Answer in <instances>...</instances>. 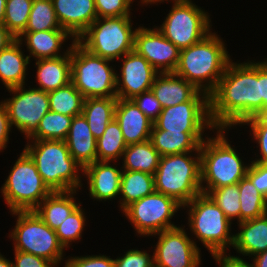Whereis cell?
Listing matches in <instances>:
<instances>
[{
  "mask_svg": "<svg viewBox=\"0 0 267 267\" xmlns=\"http://www.w3.org/2000/svg\"><path fill=\"white\" fill-rule=\"evenodd\" d=\"M209 104L216 129H230L255 116L260 111V62L230 61Z\"/></svg>",
  "mask_w": 267,
  "mask_h": 267,
  "instance_id": "6da1fadb",
  "label": "cell"
},
{
  "mask_svg": "<svg viewBox=\"0 0 267 267\" xmlns=\"http://www.w3.org/2000/svg\"><path fill=\"white\" fill-rule=\"evenodd\" d=\"M229 55L222 39L210 32L201 41L180 50L174 73L210 95L232 60Z\"/></svg>",
  "mask_w": 267,
  "mask_h": 267,
  "instance_id": "7a4b0ae2",
  "label": "cell"
},
{
  "mask_svg": "<svg viewBox=\"0 0 267 267\" xmlns=\"http://www.w3.org/2000/svg\"><path fill=\"white\" fill-rule=\"evenodd\" d=\"M23 149L34 161L43 182L52 191L76 190L82 186L83 167L70 155L65 141L31 140ZM80 168V169H79ZM79 169V171H78Z\"/></svg>",
  "mask_w": 267,
  "mask_h": 267,
  "instance_id": "3957f363",
  "label": "cell"
},
{
  "mask_svg": "<svg viewBox=\"0 0 267 267\" xmlns=\"http://www.w3.org/2000/svg\"><path fill=\"white\" fill-rule=\"evenodd\" d=\"M214 138L206 137L207 141L200 146L201 157V190L206 194L211 189L238 184L246 177L250 166L244 162L231 147L225 137V129H216ZM206 183V186L203 184Z\"/></svg>",
  "mask_w": 267,
  "mask_h": 267,
  "instance_id": "277c9868",
  "label": "cell"
},
{
  "mask_svg": "<svg viewBox=\"0 0 267 267\" xmlns=\"http://www.w3.org/2000/svg\"><path fill=\"white\" fill-rule=\"evenodd\" d=\"M190 153L193 154L160 156L154 173L155 191L172 197L182 206L202 193L200 152H196V157Z\"/></svg>",
  "mask_w": 267,
  "mask_h": 267,
  "instance_id": "5b68a950",
  "label": "cell"
},
{
  "mask_svg": "<svg viewBox=\"0 0 267 267\" xmlns=\"http://www.w3.org/2000/svg\"><path fill=\"white\" fill-rule=\"evenodd\" d=\"M111 60L94 55L77 40L71 44V83L84 98L117 97Z\"/></svg>",
  "mask_w": 267,
  "mask_h": 267,
  "instance_id": "8992f818",
  "label": "cell"
},
{
  "mask_svg": "<svg viewBox=\"0 0 267 267\" xmlns=\"http://www.w3.org/2000/svg\"><path fill=\"white\" fill-rule=\"evenodd\" d=\"M186 206L190 231L211 254L233 246L234 235L229 232L232 222L207 194L195 196L183 208Z\"/></svg>",
  "mask_w": 267,
  "mask_h": 267,
  "instance_id": "52a82bcc",
  "label": "cell"
},
{
  "mask_svg": "<svg viewBox=\"0 0 267 267\" xmlns=\"http://www.w3.org/2000/svg\"><path fill=\"white\" fill-rule=\"evenodd\" d=\"M130 16L97 18L77 41L89 52L114 61L134 50Z\"/></svg>",
  "mask_w": 267,
  "mask_h": 267,
  "instance_id": "ba28073f",
  "label": "cell"
},
{
  "mask_svg": "<svg viewBox=\"0 0 267 267\" xmlns=\"http://www.w3.org/2000/svg\"><path fill=\"white\" fill-rule=\"evenodd\" d=\"M51 192L34 161L23 150L1 188L10 212L34 210Z\"/></svg>",
  "mask_w": 267,
  "mask_h": 267,
  "instance_id": "9c48e42d",
  "label": "cell"
},
{
  "mask_svg": "<svg viewBox=\"0 0 267 267\" xmlns=\"http://www.w3.org/2000/svg\"><path fill=\"white\" fill-rule=\"evenodd\" d=\"M18 216L16 226L9 237L15 242L14 250L30 253L57 265L63 260L64 247L55 230L51 229L34 210L13 211Z\"/></svg>",
  "mask_w": 267,
  "mask_h": 267,
  "instance_id": "30bf717a",
  "label": "cell"
},
{
  "mask_svg": "<svg viewBox=\"0 0 267 267\" xmlns=\"http://www.w3.org/2000/svg\"><path fill=\"white\" fill-rule=\"evenodd\" d=\"M192 1L174 2L158 30L180 50L201 41L211 32V19Z\"/></svg>",
  "mask_w": 267,
  "mask_h": 267,
  "instance_id": "8fae6325",
  "label": "cell"
},
{
  "mask_svg": "<svg viewBox=\"0 0 267 267\" xmlns=\"http://www.w3.org/2000/svg\"><path fill=\"white\" fill-rule=\"evenodd\" d=\"M182 205L172 197L153 192L129 205L123 212L140 236H153L177 227L170 219Z\"/></svg>",
  "mask_w": 267,
  "mask_h": 267,
  "instance_id": "7c38bea8",
  "label": "cell"
},
{
  "mask_svg": "<svg viewBox=\"0 0 267 267\" xmlns=\"http://www.w3.org/2000/svg\"><path fill=\"white\" fill-rule=\"evenodd\" d=\"M153 125L175 133H204V129H216L210 118L209 95L199 91L187 102L163 108Z\"/></svg>",
  "mask_w": 267,
  "mask_h": 267,
  "instance_id": "4fadbf2b",
  "label": "cell"
},
{
  "mask_svg": "<svg viewBox=\"0 0 267 267\" xmlns=\"http://www.w3.org/2000/svg\"><path fill=\"white\" fill-rule=\"evenodd\" d=\"M13 97L4 100L11 126L29 139L38 129L44 115L50 111L48 92L38 88L17 86L8 89Z\"/></svg>",
  "mask_w": 267,
  "mask_h": 267,
  "instance_id": "5bb4252c",
  "label": "cell"
},
{
  "mask_svg": "<svg viewBox=\"0 0 267 267\" xmlns=\"http://www.w3.org/2000/svg\"><path fill=\"white\" fill-rule=\"evenodd\" d=\"M184 227H175L153 235L158 241L153 253L154 264L159 267H199L200 248L186 234Z\"/></svg>",
  "mask_w": 267,
  "mask_h": 267,
  "instance_id": "9a60e30c",
  "label": "cell"
},
{
  "mask_svg": "<svg viewBox=\"0 0 267 267\" xmlns=\"http://www.w3.org/2000/svg\"><path fill=\"white\" fill-rule=\"evenodd\" d=\"M134 50L159 73H174L179 63L180 49L165 38L158 27L136 28Z\"/></svg>",
  "mask_w": 267,
  "mask_h": 267,
  "instance_id": "2e32d148",
  "label": "cell"
},
{
  "mask_svg": "<svg viewBox=\"0 0 267 267\" xmlns=\"http://www.w3.org/2000/svg\"><path fill=\"white\" fill-rule=\"evenodd\" d=\"M123 60L120 76L116 75V94L118 99L131 100L151 86L159 72L135 50L121 57Z\"/></svg>",
  "mask_w": 267,
  "mask_h": 267,
  "instance_id": "e0dca14e",
  "label": "cell"
},
{
  "mask_svg": "<svg viewBox=\"0 0 267 267\" xmlns=\"http://www.w3.org/2000/svg\"><path fill=\"white\" fill-rule=\"evenodd\" d=\"M62 29L77 40L98 18L94 0H51Z\"/></svg>",
  "mask_w": 267,
  "mask_h": 267,
  "instance_id": "ac0fdd59",
  "label": "cell"
},
{
  "mask_svg": "<svg viewBox=\"0 0 267 267\" xmlns=\"http://www.w3.org/2000/svg\"><path fill=\"white\" fill-rule=\"evenodd\" d=\"M110 163L111 161H95L83 168L92 199L106 201L120 194L122 169L119 170Z\"/></svg>",
  "mask_w": 267,
  "mask_h": 267,
  "instance_id": "d6986e66",
  "label": "cell"
},
{
  "mask_svg": "<svg viewBox=\"0 0 267 267\" xmlns=\"http://www.w3.org/2000/svg\"><path fill=\"white\" fill-rule=\"evenodd\" d=\"M115 120L119 123L127 145L150 139L153 123L132 100L117 99Z\"/></svg>",
  "mask_w": 267,
  "mask_h": 267,
  "instance_id": "ffe728a7",
  "label": "cell"
},
{
  "mask_svg": "<svg viewBox=\"0 0 267 267\" xmlns=\"http://www.w3.org/2000/svg\"><path fill=\"white\" fill-rule=\"evenodd\" d=\"M96 140L86 118L82 114L74 116L65 142L70 155L83 168L97 161Z\"/></svg>",
  "mask_w": 267,
  "mask_h": 267,
  "instance_id": "44dd1931",
  "label": "cell"
},
{
  "mask_svg": "<svg viewBox=\"0 0 267 267\" xmlns=\"http://www.w3.org/2000/svg\"><path fill=\"white\" fill-rule=\"evenodd\" d=\"M151 91L162 108L187 102L199 92L193 84L175 73H159L151 86Z\"/></svg>",
  "mask_w": 267,
  "mask_h": 267,
  "instance_id": "7402d4cb",
  "label": "cell"
},
{
  "mask_svg": "<svg viewBox=\"0 0 267 267\" xmlns=\"http://www.w3.org/2000/svg\"><path fill=\"white\" fill-rule=\"evenodd\" d=\"M38 89L57 90L71 82V46L63 56L36 60Z\"/></svg>",
  "mask_w": 267,
  "mask_h": 267,
  "instance_id": "603a6c76",
  "label": "cell"
},
{
  "mask_svg": "<svg viewBox=\"0 0 267 267\" xmlns=\"http://www.w3.org/2000/svg\"><path fill=\"white\" fill-rule=\"evenodd\" d=\"M240 232L234 235L233 248L244 256H255L267 250V213L239 222Z\"/></svg>",
  "mask_w": 267,
  "mask_h": 267,
  "instance_id": "cb8c5ba5",
  "label": "cell"
},
{
  "mask_svg": "<svg viewBox=\"0 0 267 267\" xmlns=\"http://www.w3.org/2000/svg\"><path fill=\"white\" fill-rule=\"evenodd\" d=\"M204 140L202 133H175L159 130L154 125L150 135V141L160 156L184 152H200V146Z\"/></svg>",
  "mask_w": 267,
  "mask_h": 267,
  "instance_id": "d4e9b609",
  "label": "cell"
},
{
  "mask_svg": "<svg viewBox=\"0 0 267 267\" xmlns=\"http://www.w3.org/2000/svg\"><path fill=\"white\" fill-rule=\"evenodd\" d=\"M23 36L30 52L29 59L33 56L36 60L60 57L61 46L66 39L68 40L67 37L75 41L64 29L23 32L17 39L23 42Z\"/></svg>",
  "mask_w": 267,
  "mask_h": 267,
  "instance_id": "484cf974",
  "label": "cell"
},
{
  "mask_svg": "<svg viewBox=\"0 0 267 267\" xmlns=\"http://www.w3.org/2000/svg\"><path fill=\"white\" fill-rule=\"evenodd\" d=\"M75 193L76 190L51 192L34 211L55 230L79 206L74 199Z\"/></svg>",
  "mask_w": 267,
  "mask_h": 267,
  "instance_id": "4316f807",
  "label": "cell"
},
{
  "mask_svg": "<svg viewBox=\"0 0 267 267\" xmlns=\"http://www.w3.org/2000/svg\"><path fill=\"white\" fill-rule=\"evenodd\" d=\"M22 41L16 39L0 52V79L7 89L25 85L29 56L20 48Z\"/></svg>",
  "mask_w": 267,
  "mask_h": 267,
  "instance_id": "83f0119b",
  "label": "cell"
},
{
  "mask_svg": "<svg viewBox=\"0 0 267 267\" xmlns=\"http://www.w3.org/2000/svg\"><path fill=\"white\" fill-rule=\"evenodd\" d=\"M117 99V97H101L84 100L82 115L96 139L102 136L108 124L115 119Z\"/></svg>",
  "mask_w": 267,
  "mask_h": 267,
  "instance_id": "f1b7e54d",
  "label": "cell"
},
{
  "mask_svg": "<svg viewBox=\"0 0 267 267\" xmlns=\"http://www.w3.org/2000/svg\"><path fill=\"white\" fill-rule=\"evenodd\" d=\"M155 192L154 175L141 171L122 170L120 207L124 211L129 205Z\"/></svg>",
  "mask_w": 267,
  "mask_h": 267,
  "instance_id": "f546056e",
  "label": "cell"
},
{
  "mask_svg": "<svg viewBox=\"0 0 267 267\" xmlns=\"http://www.w3.org/2000/svg\"><path fill=\"white\" fill-rule=\"evenodd\" d=\"M122 159L124 163L122 170L141 171L154 175L159 165L160 154L149 139L127 145Z\"/></svg>",
  "mask_w": 267,
  "mask_h": 267,
  "instance_id": "4dcf8cb0",
  "label": "cell"
},
{
  "mask_svg": "<svg viewBox=\"0 0 267 267\" xmlns=\"http://www.w3.org/2000/svg\"><path fill=\"white\" fill-rule=\"evenodd\" d=\"M240 194V222L261 217L267 213V198L247 178L238 182Z\"/></svg>",
  "mask_w": 267,
  "mask_h": 267,
  "instance_id": "1f68e13d",
  "label": "cell"
},
{
  "mask_svg": "<svg viewBox=\"0 0 267 267\" xmlns=\"http://www.w3.org/2000/svg\"><path fill=\"white\" fill-rule=\"evenodd\" d=\"M125 143L119 123L113 119L96 140L97 161H115L123 157Z\"/></svg>",
  "mask_w": 267,
  "mask_h": 267,
  "instance_id": "d6a6232c",
  "label": "cell"
},
{
  "mask_svg": "<svg viewBox=\"0 0 267 267\" xmlns=\"http://www.w3.org/2000/svg\"><path fill=\"white\" fill-rule=\"evenodd\" d=\"M48 97L50 111L71 117L82 114L85 98L71 82L48 92Z\"/></svg>",
  "mask_w": 267,
  "mask_h": 267,
  "instance_id": "836d02e7",
  "label": "cell"
},
{
  "mask_svg": "<svg viewBox=\"0 0 267 267\" xmlns=\"http://www.w3.org/2000/svg\"><path fill=\"white\" fill-rule=\"evenodd\" d=\"M73 117L52 111L47 112L41 119L38 129L29 140H61L65 141Z\"/></svg>",
  "mask_w": 267,
  "mask_h": 267,
  "instance_id": "e575fe53",
  "label": "cell"
},
{
  "mask_svg": "<svg viewBox=\"0 0 267 267\" xmlns=\"http://www.w3.org/2000/svg\"><path fill=\"white\" fill-rule=\"evenodd\" d=\"M62 29L51 0H33L24 32Z\"/></svg>",
  "mask_w": 267,
  "mask_h": 267,
  "instance_id": "d590c367",
  "label": "cell"
},
{
  "mask_svg": "<svg viewBox=\"0 0 267 267\" xmlns=\"http://www.w3.org/2000/svg\"><path fill=\"white\" fill-rule=\"evenodd\" d=\"M33 0H6L3 25L18 38L25 30Z\"/></svg>",
  "mask_w": 267,
  "mask_h": 267,
  "instance_id": "8d00e7d4",
  "label": "cell"
},
{
  "mask_svg": "<svg viewBox=\"0 0 267 267\" xmlns=\"http://www.w3.org/2000/svg\"><path fill=\"white\" fill-rule=\"evenodd\" d=\"M230 220L240 222V194L238 184L211 189L206 193Z\"/></svg>",
  "mask_w": 267,
  "mask_h": 267,
  "instance_id": "74e56055",
  "label": "cell"
},
{
  "mask_svg": "<svg viewBox=\"0 0 267 267\" xmlns=\"http://www.w3.org/2000/svg\"><path fill=\"white\" fill-rule=\"evenodd\" d=\"M80 205L55 229L59 242L68 248L70 242L80 239L85 226L86 216Z\"/></svg>",
  "mask_w": 267,
  "mask_h": 267,
  "instance_id": "f35d334b",
  "label": "cell"
},
{
  "mask_svg": "<svg viewBox=\"0 0 267 267\" xmlns=\"http://www.w3.org/2000/svg\"><path fill=\"white\" fill-rule=\"evenodd\" d=\"M98 18L130 16L133 0H94Z\"/></svg>",
  "mask_w": 267,
  "mask_h": 267,
  "instance_id": "ab89813d",
  "label": "cell"
},
{
  "mask_svg": "<svg viewBox=\"0 0 267 267\" xmlns=\"http://www.w3.org/2000/svg\"><path fill=\"white\" fill-rule=\"evenodd\" d=\"M131 100L152 123L159 117L163 109L151 90L143 92Z\"/></svg>",
  "mask_w": 267,
  "mask_h": 267,
  "instance_id": "60d3db41",
  "label": "cell"
},
{
  "mask_svg": "<svg viewBox=\"0 0 267 267\" xmlns=\"http://www.w3.org/2000/svg\"><path fill=\"white\" fill-rule=\"evenodd\" d=\"M146 251L130 249L122 257L114 259L115 267H152L154 256Z\"/></svg>",
  "mask_w": 267,
  "mask_h": 267,
  "instance_id": "b9f144b4",
  "label": "cell"
},
{
  "mask_svg": "<svg viewBox=\"0 0 267 267\" xmlns=\"http://www.w3.org/2000/svg\"><path fill=\"white\" fill-rule=\"evenodd\" d=\"M243 125H250L251 132H253L252 136L254 140L257 141L259 144V150H260V157L259 159H256L255 161L251 162H256V163H261L267 165V125L261 124L254 116L251 118H248L245 120Z\"/></svg>",
  "mask_w": 267,
  "mask_h": 267,
  "instance_id": "7bdbcfd3",
  "label": "cell"
},
{
  "mask_svg": "<svg viewBox=\"0 0 267 267\" xmlns=\"http://www.w3.org/2000/svg\"><path fill=\"white\" fill-rule=\"evenodd\" d=\"M64 267H115L114 259L106 255L70 257Z\"/></svg>",
  "mask_w": 267,
  "mask_h": 267,
  "instance_id": "ee69618b",
  "label": "cell"
},
{
  "mask_svg": "<svg viewBox=\"0 0 267 267\" xmlns=\"http://www.w3.org/2000/svg\"><path fill=\"white\" fill-rule=\"evenodd\" d=\"M246 177L267 198V165L251 162Z\"/></svg>",
  "mask_w": 267,
  "mask_h": 267,
  "instance_id": "f6af8a7d",
  "label": "cell"
},
{
  "mask_svg": "<svg viewBox=\"0 0 267 267\" xmlns=\"http://www.w3.org/2000/svg\"><path fill=\"white\" fill-rule=\"evenodd\" d=\"M15 262H12L14 267H54L58 266L56 263L38 257L36 255L14 250Z\"/></svg>",
  "mask_w": 267,
  "mask_h": 267,
  "instance_id": "bcb514c9",
  "label": "cell"
},
{
  "mask_svg": "<svg viewBox=\"0 0 267 267\" xmlns=\"http://www.w3.org/2000/svg\"><path fill=\"white\" fill-rule=\"evenodd\" d=\"M11 123L4 101L0 102V151L7 147L9 142V133L11 131Z\"/></svg>",
  "mask_w": 267,
  "mask_h": 267,
  "instance_id": "7dc6e473",
  "label": "cell"
},
{
  "mask_svg": "<svg viewBox=\"0 0 267 267\" xmlns=\"http://www.w3.org/2000/svg\"><path fill=\"white\" fill-rule=\"evenodd\" d=\"M212 257L221 267H254L253 262L249 264L240 257L225 255V252L212 253Z\"/></svg>",
  "mask_w": 267,
  "mask_h": 267,
  "instance_id": "c3c4849f",
  "label": "cell"
},
{
  "mask_svg": "<svg viewBox=\"0 0 267 267\" xmlns=\"http://www.w3.org/2000/svg\"><path fill=\"white\" fill-rule=\"evenodd\" d=\"M267 107V59L260 62V110Z\"/></svg>",
  "mask_w": 267,
  "mask_h": 267,
  "instance_id": "681fc988",
  "label": "cell"
},
{
  "mask_svg": "<svg viewBox=\"0 0 267 267\" xmlns=\"http://www.w3.org/2000/svg\"><path fill=\"white\" fill-rule=\"evenodd\" d=\"M16 39L17 38L3 24H0V52Z\"/></svg>",
  "mask_w": 267,
  "mask_h": 267,
  "instance_id": "f907efd6",
  "label": "cell"
},
{
  "mask_svg": "<svg viewBox=\"0 0 267 267\" xmlns=\"http://www.w3.org/2000/svg\"><path fill=\"white\" fill-rule=\"evenodd\" d=\"M254 267H267V250L253 257Z\"/></svg>",
  "mask_w": 267,
  "mask_h": 267,
  "instance_id": "816d5d0a",
  "label": "cell"
},
{
  "mask_svg": "<svg viewBox=\"0 0 267 267\" xmlns=\"http://www.w3.org/2000/svg\"><path fill=\"white\" fill-rule=\"evenodd\" d=\"M261 124L267 125V107L261 109L255 116H254Z\"/></svg>",
  "mask_w": 267,
  "mask_h": 267,
  "instance_id": "f5cc1de1",
  "label": "cell"
},
{
  "mask_svg": "<svg viewBox=\"0 0 267 267\" xmlns=\"http://www.w3.org/2000/svg\"><path fill=\"white\" fill-rule=\"evenodd\" d=\"M6 0H0V24L4 22Z\"/></svg>",
  "mask_w": 267,
  "mask_h": 267,
  "instance_id": "db71d44e",
  "label": "cell"
},
{
  "mask_svg": "<svg viewBox=\"0 0 267 267\" xmlns=\"http://www.w3.org/2000/svg\"><path fill=\"white\" fill-rule=\"evenodd\" d=\"M0 267H14V265L0 253Z\"/></svg>",
  "mask_w": 267,
  "mask_h": 267,
  "instance_id": "11a10c76",
  "label": "cell"
},
{
  "mask_svg": "<svg viewBox=\"0 0 267 267\" xmlns=\"http://www.w3.org/2000/svg\"><path fill=\"white\" fill-rule=\"evenodd\" d=\"M142 2V4H153V3H157V2H164V1H168V0H141ZM172 1H174V2H188V1H191V0H172Z\"/></svg>",
  "mask_w": 267,
  "mask_h": 267,
  "instance_id": "9f6ffc18",
  "label": "cell"
}]
</instances>
